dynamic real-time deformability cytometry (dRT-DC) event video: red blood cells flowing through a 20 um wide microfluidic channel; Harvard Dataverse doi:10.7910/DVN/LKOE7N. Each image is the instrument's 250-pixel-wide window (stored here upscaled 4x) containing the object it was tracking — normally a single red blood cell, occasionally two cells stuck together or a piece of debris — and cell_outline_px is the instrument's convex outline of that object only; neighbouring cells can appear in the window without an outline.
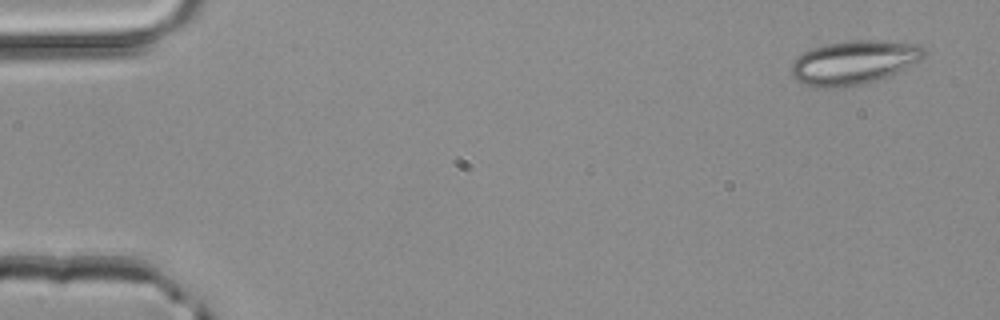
{"species": "common noctule bat (a hibernating species)", "species_latin": "Nyctalus noctula", "temperature_condition": "room temperature", "stored_images_in_passage": 3, "camera_frame_rate_fps": 3000, "um_per_image_px": 0.085, "animal": {"sex": "male", "body_mass_g": 20.4}, "frame": {"image": 1, "passage_image": 1, "time_ms": 0.0, "image_size_px": [1000, 320], "cell_outline_px": [[924, 56], [920, 60], [888, 76], [876, 80], [860, 84], [836, 88], [812, 88], [800, 84], [792, 76], [792, 64], [796, 56], [812, 48], [824, 44], [848, 40], [876, 40], [920, 44], [924, 48]], "centroid_in_image_um": [72.52, 5.31], "position_along_channel_um": 12.5, "area_um2": 34.1}}